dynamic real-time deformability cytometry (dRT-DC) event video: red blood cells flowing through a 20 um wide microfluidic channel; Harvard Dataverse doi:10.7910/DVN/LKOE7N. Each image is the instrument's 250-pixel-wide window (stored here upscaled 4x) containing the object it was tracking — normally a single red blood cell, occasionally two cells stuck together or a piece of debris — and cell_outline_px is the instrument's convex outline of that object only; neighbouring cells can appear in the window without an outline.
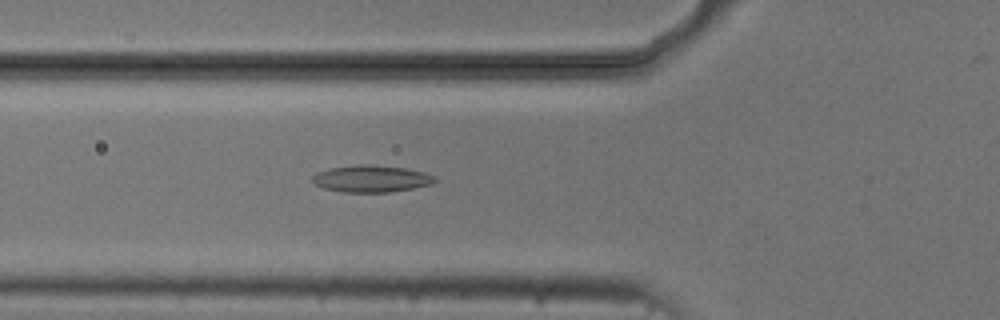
{"species": "common noctule bat (a hibernating species)", "species_latin": "Nyctalus noctula", "temperature_condition": "cold", "stored_images_in_passage": 6, "camera_frame_rate_fps": 3000, "um_per_image_px": 0.085, "animal": {"sex": "male", "body_mass_g": 20.5, "forearm_length_mm": 52.5}, "frame": {"image": 1, "passage_image": 6, "time_ms": 5.667, "image_size_px": [1000, 320], "cell_outline_px": [[436, 180], [432, 184], [412, 188], [388, 192], [344, 192], [324, 188], [316, 184], [312, 180], [312, 176], [316, 172], [332, 168], [360, 164], [372, 164], [404, 168], [424, 172], [436, 176]], "centroid_in_image_um": [31.57, 15.18], "position_along_channel_um": 94.2, "area_um2": 19.07}}